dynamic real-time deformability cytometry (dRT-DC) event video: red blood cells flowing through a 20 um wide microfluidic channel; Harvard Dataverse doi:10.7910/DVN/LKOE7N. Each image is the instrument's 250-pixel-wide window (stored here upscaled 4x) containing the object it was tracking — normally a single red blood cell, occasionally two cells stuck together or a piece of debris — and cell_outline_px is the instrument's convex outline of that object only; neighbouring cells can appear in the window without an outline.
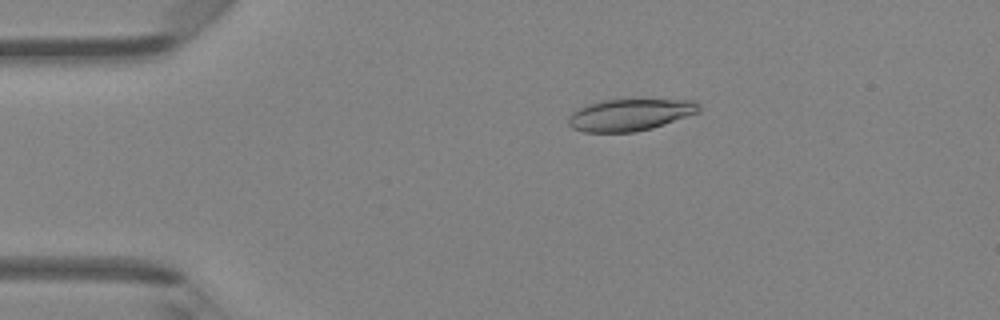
{"species": "Egyptian fruit bat (a non-hibernating species)", "species_latin": "Rousettus aegyptiacus", "temperature_condition": "room temperature", "stored_images_in_passage": 47, "camera_frame_rate_fps": 3000, "um_per_image_px": 0.085, "animal": {"sex": "female"}, "frame": {"image": 1, "passage_image": 9, "time_ms": 2.667, "image_size_px": [1000, 320], "cell_outline_px": [[700, 112], [652, 128], [636, 132], [584, 132], [572, 128], [568, 124], [568, 116], [572, 112], [588, 104], [604, 100], [696, 100], [700, 104]], "centroid_in_image_um": [53.55, 9.76], "position_along_channel_um": 31.4, "area_um2": 24.16}}
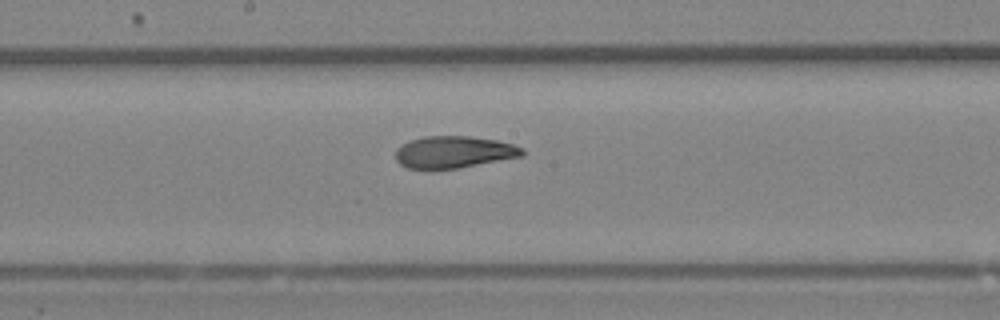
{"frame": {"image": 2, "passage_image": 25, "time_ms": 8.0, "image_size_px": [1000, 320], "cell_outline_px": [[524, 156], [460, 168], [408, 168], [400, 164], [396, 160], [396, 148], [408, 140], [424, 136], [468, 136], [496, 140], [512, 144], [524, 148]], "centroid_in_image_um": [38.59, 12.92], "position_along_channel_um": 209.6, "area_um2": 23.64}}
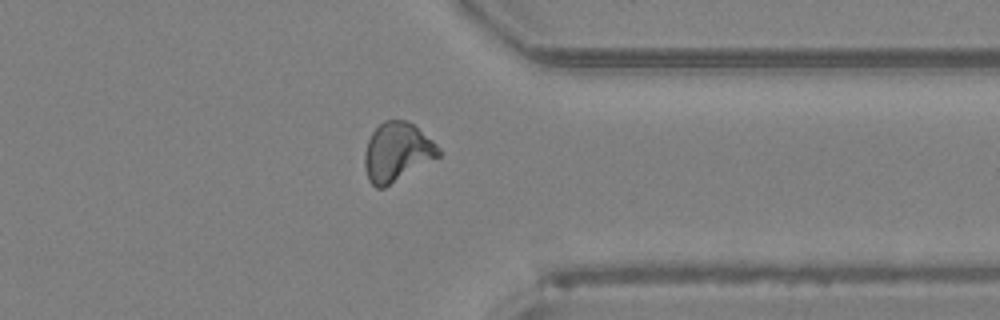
{"frame": {"image": 3, "passage_image": 37, "time_ms": 12.0, "image_size_px": [1000, 320], "cell_outline_px": [[444, 152], [440, 156], [384, 188], [376, 188], [368, 180], [364, 164], [364, 152], [368, 140], [372, 132], [384, 120], [408, 120], [432, 140]], "centroid_in_image_um": [33.75, 12.93], "position_along_channel_um": 377.7, "area_um2": 25.43}, "authors_computed_cell_mechanics": {"area_um2": 24.3916, "velocity_mm_per_s": 4.3006, "shape_relaxation_time_tau1_ms": 8.084, "shape_relaxation_time_tau2_ms": 1.6971, "deformation_change_tau1": 0.2124, "deformation_change_tau2": 0.0849}}